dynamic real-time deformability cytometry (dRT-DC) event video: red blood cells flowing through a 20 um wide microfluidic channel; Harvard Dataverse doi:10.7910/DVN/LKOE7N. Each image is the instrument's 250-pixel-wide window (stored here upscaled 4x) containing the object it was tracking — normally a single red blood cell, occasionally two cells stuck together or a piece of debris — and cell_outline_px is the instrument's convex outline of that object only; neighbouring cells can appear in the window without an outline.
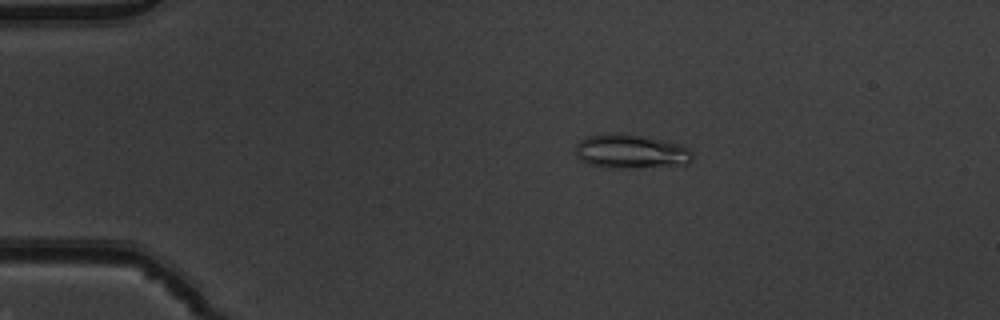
{"species": "common noctule bat (a hibernating species)", "species_latin": "Nyctalus noctula", "temperature_condition": "warm", "stored_images_in_passage": 52, "camera_frame_rate_fps": 3000, "um_per_image_px": 0.085, "animal": {"sex": "male", "body_mass_g": 19.5, "forearm_length_mm": 54.6}, "frame": {"image": 1, "passage_image": 10, "time_ms": 3.0, "image_size_px": [1000, 320], "cell_outline_px": [[696, 156], [688, 164], [632, 168], [612, 168], [592, 164], [580, 160], [576, 156], [576, 144], [580, 140], [588, 136], [604, 132], [612, 132], [640, 136], [680, 144], [688, 148]], "centroid_in_image_um": [53.62, 12.87], "position_along_channel_um": 31.4, "area_um2": 23.29}}
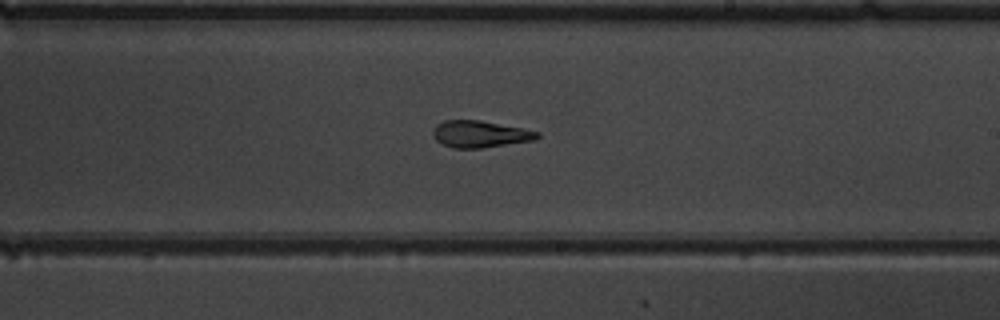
{"frame": {"image": 2, "passage_image": 31, "time_ms": 10.0, "image_size_px": [1000, 320], "cell_outline_px": [[540, 136], [536, 140], [480, 148], [452, 148], [436, 140], [432, 136], [432, 128], [436, 124], [444, 120], [480, 120], [540, 132]], "centroid_in_image_um": [40.77, 11.39], "position_along_channel_um": 248.2, "area_um2": 16.3}}
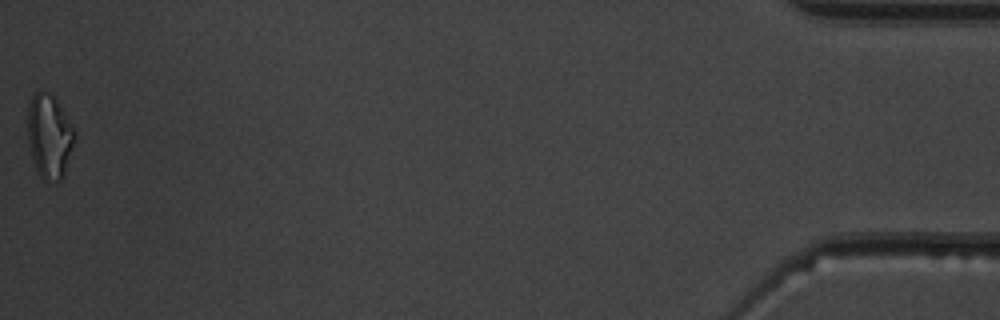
{"frame": {"image": 3, "passage_image": 52, "time_ms": 17.0, "image_size_px": [1000, 320], "cell_outline_px": [[76, 136], [64, 176], [60, 180], [44, 180], [40, 176], [36, 168], [28, 144], [28, 108], [32, 92], [40, 88], [48, 92], [56, 100], [76, 132]], "centroid_in_image_um": [4.19, 11.54], "position_along_channel_um": 431.0, "area_um2": 23.0}, "authors_computed_cell_mechanics": {"area_um2": 17.8602, "velocity_mm_per_s": 3.9234, "shape_relaxation_time_tau1_ms": null, "shape_relaxation_time_tau2_ms": 1.7607, "deformation_change_tau1": null, "deformation_change_tau2": 0.0965}}